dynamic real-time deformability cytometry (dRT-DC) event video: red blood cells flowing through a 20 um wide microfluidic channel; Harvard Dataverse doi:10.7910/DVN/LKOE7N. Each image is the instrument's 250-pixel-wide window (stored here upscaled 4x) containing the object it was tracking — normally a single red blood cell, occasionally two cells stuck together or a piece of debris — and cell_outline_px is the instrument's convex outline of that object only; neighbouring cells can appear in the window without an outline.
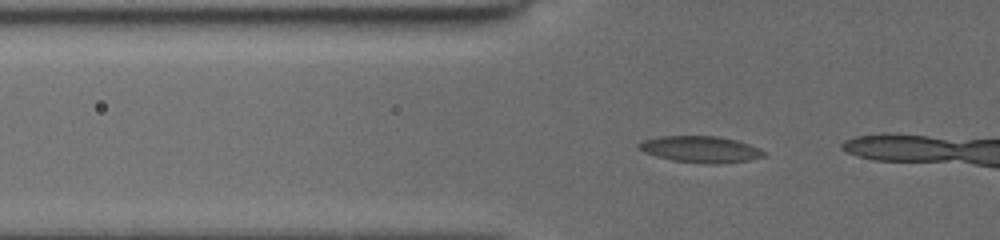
{"species": "common noctule bat (a hibernating species)", "species_latin": "Nyctalus noctula", "temperature_condition": "cold", "stored_images_in_passage": 7, "camera_frame_rate_fps": 3000, "um_per_image_px": 0.085, "animal": {"sex": "female", "body_mass_g": 19.5, "forearm_length_mm": 54.1}, "frame": {"image": 1, "passage_image": 5, "time_ms": 1.333, "image_size_px": [1000, 240], "cell_outline_px": [[764, 156], [748, 160], [716, 164], [704, 164], [672, 160], [656, 156], [644, 152], [636, 148], [636, 144], [644, 140], [660, 136], [716, 136], [736, 140], [760, 148], [764, 152]], "centroid_in_image_um": [59.5, 12.69], "position_along_channel_um": 66.3, "area_um2": 19.25}}